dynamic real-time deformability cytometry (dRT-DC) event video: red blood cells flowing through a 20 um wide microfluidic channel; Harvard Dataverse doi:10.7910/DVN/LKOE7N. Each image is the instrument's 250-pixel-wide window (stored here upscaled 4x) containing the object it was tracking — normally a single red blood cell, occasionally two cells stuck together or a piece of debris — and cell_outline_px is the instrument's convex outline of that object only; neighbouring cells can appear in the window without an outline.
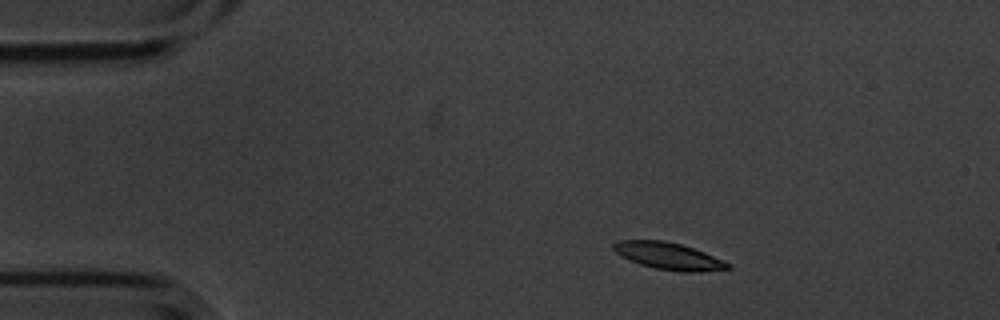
{"species": "common noctule bat (a hibernating species)", "species_latin": "Nyctalus noctula", "temperature_condition": "cold", "stored_images_in_passage": 3, "camera_frame_rate_fps": 3000, "um_per_image_px": 0.085, "animal": {"sex": "male", "body_mass_g": 20.1, "forearm_length_mm": 53.5}, "frame": {"image": 1, "passage_image": 1, "time_ms": 0.0, "image_size_px": [1000, 320], "cell_outline_px": [[732, 268], [700, 272], [680, 272], [656, 268], [640, 264], [616, 252], [612, 248], [612, 244], [616, 240], [664, 240], [680, 244], [704, 252], [724, 260], [732, 264]], "centroid_in_image_um": [56.87, 21.76], "position_along_channel_um": 28.1, "area_um2": 17.92}}